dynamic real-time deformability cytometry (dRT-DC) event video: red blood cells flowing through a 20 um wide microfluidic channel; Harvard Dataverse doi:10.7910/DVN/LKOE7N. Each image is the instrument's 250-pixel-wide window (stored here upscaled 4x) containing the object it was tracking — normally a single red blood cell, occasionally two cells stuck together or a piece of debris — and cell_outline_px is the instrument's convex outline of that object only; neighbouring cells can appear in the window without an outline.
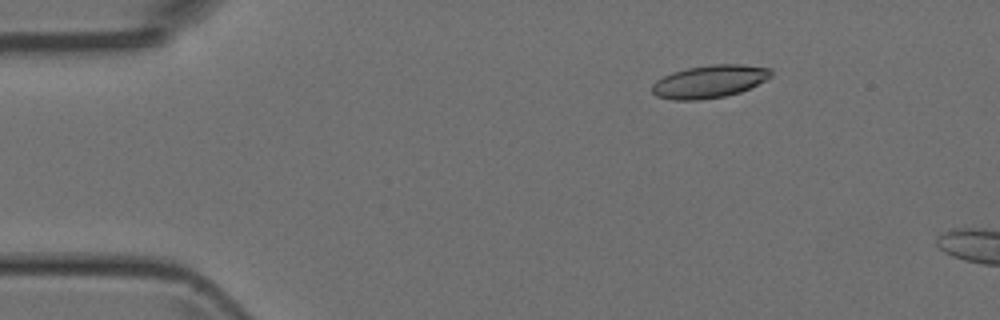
{"species": "Egyptian fruit bat (a non-hibernating species)", "species_latin": "Rousettus aegyptiacus", "temperature_condition": "room temperature", "stored_images_in_passage": 3, "camera_frame_rate_fps": 3000, "um_per_image_px": 0.085, "animal": {"sex": "female"}, "frame": {"image": 1, "passage_image": 1, "time_ms": 0.0, "image_size_px": [1000, 320], "cell_outline_px": [[772, 76], [740, 92], [724, 96], [700, 100], [672, 100], [656, 96], [652, 92], [652, 84], [656, 80], [672, 72], [688, 68], [712, 64], [744, 64], [772, 68]], "centroid_in_image_um": [60.29, 6.92], "position_along_channel_um": 24.7, "area_um2": 22.72}}